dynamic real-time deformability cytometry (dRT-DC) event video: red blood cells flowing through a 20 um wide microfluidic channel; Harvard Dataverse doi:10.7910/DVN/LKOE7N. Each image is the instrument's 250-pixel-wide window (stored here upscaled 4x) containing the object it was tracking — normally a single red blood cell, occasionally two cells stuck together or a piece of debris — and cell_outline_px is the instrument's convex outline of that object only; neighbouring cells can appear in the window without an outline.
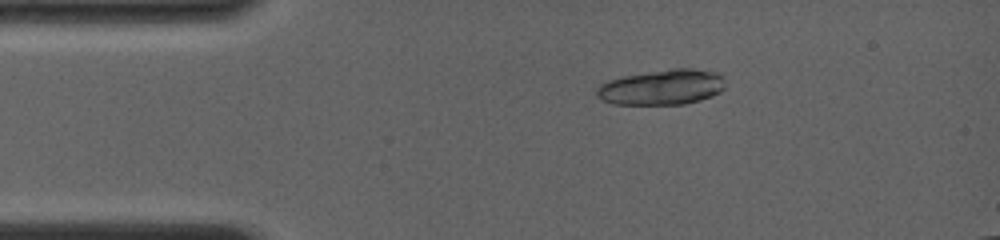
{"species": "common noctule bat (a hibernating species)", "species_latin": "Nyctalus noctula", "temperature_condition": "room temperature", "stored_images_in_passage": 4, "camera_frame_rate_fps": 4000, "um_per_image_px": 0.085, "animal": {"sex": "female", "body_mass_g": 19.0, "forearm_length_mm": 56.7}, "frame": {"image": 1, "passage_image": 1, "time_ms": 0.0, "image_size_px": [1000, 240], "cell_outline_px": [[724, 88], [720, 92], [712, 96], [700, 100], [684, 104], [612, 104], [596, 96], [596, 88], [600, 84], [608, 80], [620, 76], [672, 68], [692, 68], [716, 72], [724, 80]], "centroid_in_image_um": [56.24, 7.4], "position_along_channel_um": 28.8, "area_um2": 26.59}}